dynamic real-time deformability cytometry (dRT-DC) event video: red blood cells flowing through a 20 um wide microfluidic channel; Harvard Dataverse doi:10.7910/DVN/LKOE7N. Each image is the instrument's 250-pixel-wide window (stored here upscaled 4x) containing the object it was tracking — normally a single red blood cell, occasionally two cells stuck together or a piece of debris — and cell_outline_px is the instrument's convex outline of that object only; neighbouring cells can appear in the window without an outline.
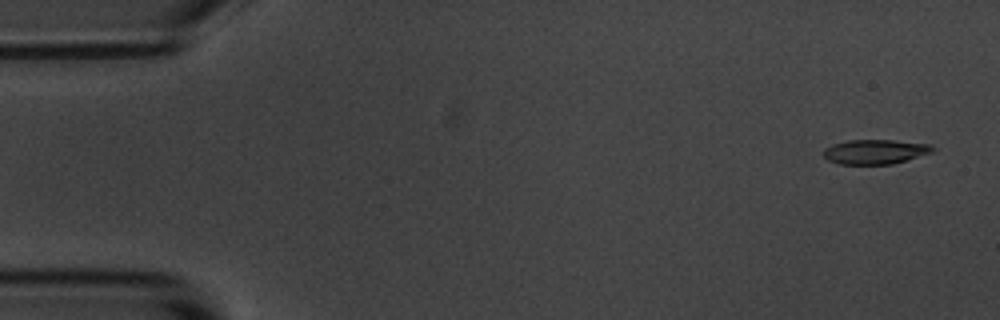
{"species": "common noctule bat (a hibernating species)", "species_latin": "Nyctalus noctula", "temperature_condition": "room temperature", "stored_images_in_passage": 9, "camera_frame_rate_fps": 3000, "um_per_image_px": 0.085, "animal": {"sex": "male", "body_mass_g": 20.1, "forearm_length_mm": 53.5}, "frame": {"image": 1, "passage_image": 1, "time_ms": 0.0, "image_size_px": [1000, 320], "cell_outline_px": [[936, 148], [932, 152], [908, 160], [892, 164], [840, 164], [828, 160], [824, 156], [824, 148], [832, 144], [848, 140], [892, 140], [932, 144]], "centroid_in_image_um": [74.41, 12.89], "position_along_channel_um": 10.6, "area_um2": 15.72}}
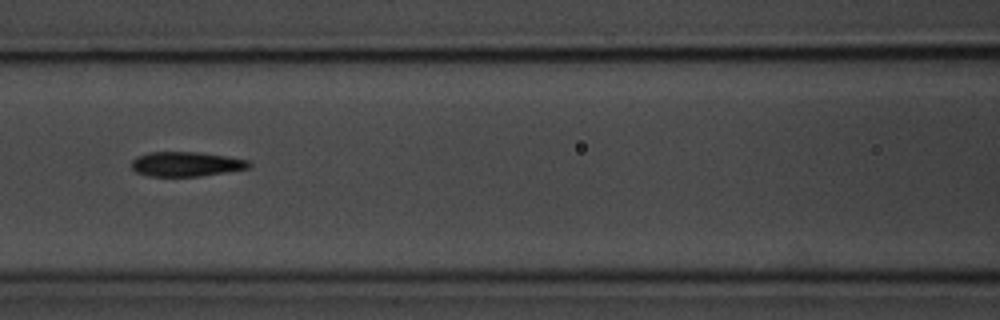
{"frame": {"image": 2, "passage_image": 7, "time_ms": 7.0, "image_size_px": [1000, 320], "cell_outline_px": [[252, 164], [248, 168], [200, 176], [148, 176], [136, 172], [132, 168], [132, 160], [136, 156], [148, 152], [200, 152], [228, 156], [248, 160]], "centroid_in_image_um": [15.8, 13.94], "position_along_channel_um": 150.8, "area_um2": 16.88}}
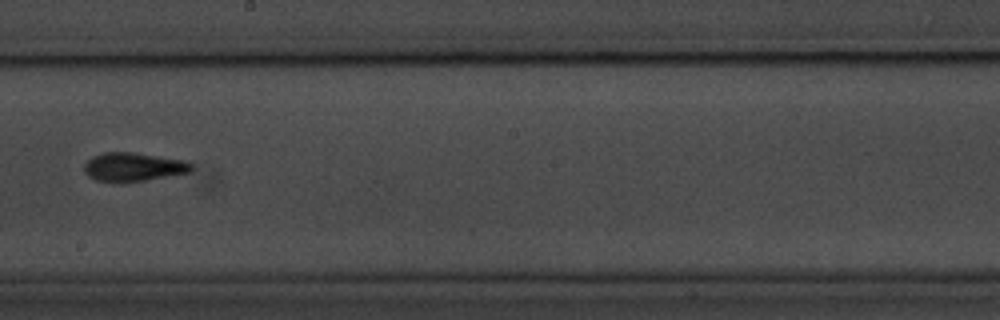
{"frame": {"image": 3, "passage_image": 9, "time_ms": 9.333, "image_size_px": [1000, 320], "cell_outline_px": [[196, 168], [192, 172], [144, 180], [96, 180], [88, 176], [84, 172], [84, 164], [92, 156], [104, 152], [136, 152], [188, 160]], "centroid_in_image_um": [11.42, 14.15], "position_along_channel_um": 236.8, "area_um2": 17.86}}